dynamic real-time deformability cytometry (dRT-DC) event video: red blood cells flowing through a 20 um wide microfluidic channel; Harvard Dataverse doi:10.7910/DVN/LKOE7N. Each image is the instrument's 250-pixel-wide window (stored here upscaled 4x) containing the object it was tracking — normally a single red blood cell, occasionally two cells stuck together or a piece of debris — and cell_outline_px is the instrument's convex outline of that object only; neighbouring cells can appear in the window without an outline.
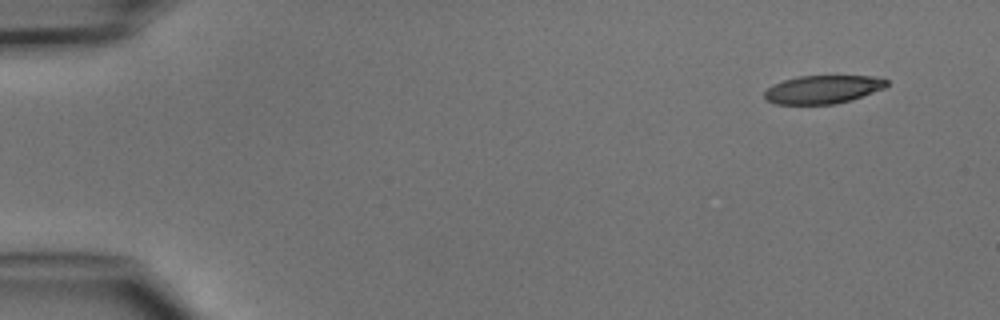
{"species": "common noctule bat (a hibernating species)", "species_latin": "Nyctalus noctula", "temperature_condition": "cold", "stored_images_in_passage": 4, "camera_frame_rate_fps": 3000, "um_per_image_px": 0.085, "animal": {"sex": "male", "body_mass_g": 15.6}, "frame": {"image": 1, "passage_image": 1, "time_ms": 0.0, "image_size_px": [1000, 320], "cell_outline_px": [[888, 84], [884, 88], [852, 100], [836, 104], [776, 104], [764, 100], [764, 92], [772, 84], [784, 80], [800, 76], [872, 76], [888, 80]], "centroid_in_image_um": [69.92, 7.61], "position_along_channel_um": 15.1, "area_um2": 20.17}}
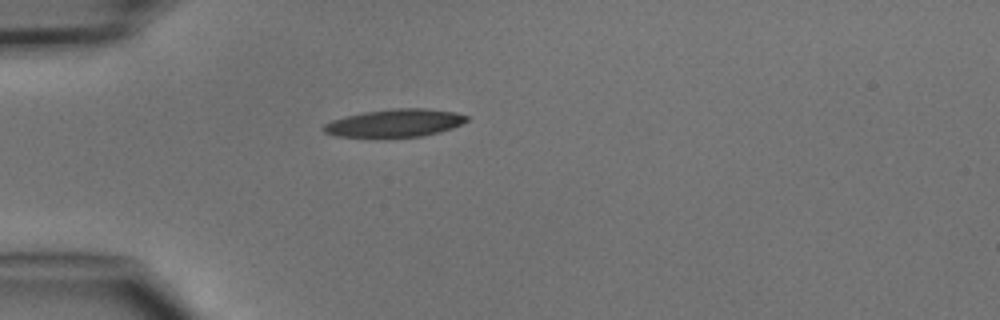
{"frame": {"image": 2, "passage_image": 4, "time_ms": 3.333, "image_size_px": [1000, 320], "cell_outline_px": [[468, 120], [452, 128], [440, 132], [420, 136], [336, 136], [324, 132], [320, 128], [324, 124], [332, 120], [344, 116], [364, 112], [392, 108], [424, 108], [456, 112], [468, 116]], "centroid_in_image_um": [33.55, 10.44], "position_along_channel_um": 51.4, "area_um2": 22.95}}